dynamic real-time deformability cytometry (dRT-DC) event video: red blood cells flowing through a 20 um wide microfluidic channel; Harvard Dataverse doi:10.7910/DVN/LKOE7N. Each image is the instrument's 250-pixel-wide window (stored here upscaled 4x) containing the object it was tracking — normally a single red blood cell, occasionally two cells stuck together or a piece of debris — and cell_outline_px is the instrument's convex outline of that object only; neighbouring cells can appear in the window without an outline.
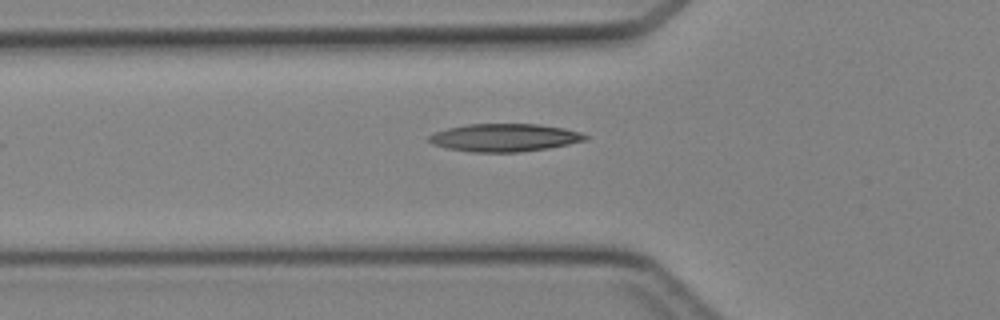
{"species": "Egyptian fruit bat (a non-hibernating species)", "species_latin": "Rousettus aegyptiacus", "temperature_condition": "cold", "stored_images_in_passage": 32, "camera_frame_rate_fps": 3000, "um_per_image_px": 0.085, "animal": {"sex": "female"}, "frame": {"image": 1, "passage_image": 3, "time_ms": 0.667, "image_size_px": [1000, 320], "cell_outline_px": [[588, 136], [584, 140], [568, 144], [548, 148], [520, 152], [472, 152], [448, 148], [432, 144], [428, 140], [428, 136], [436, 132], [448, 128], [468, 124], [540, 124], [564, 128], [580, 132]], "centroid_in_image_um": [42.87, 11.69], "position_along_channel_um": 82.9, "area_um2": 25.2}}
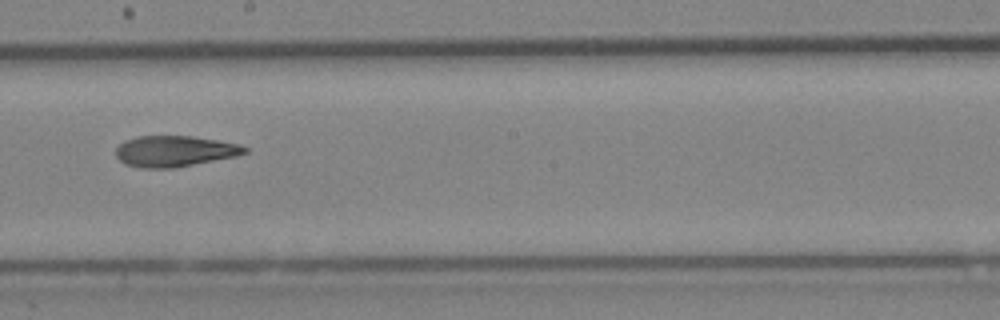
{"frame": {"image": 2, "passage_image": 13, "time_ms": 4.0, "image_size_px": [1000, 320], "cell_outline_px": [[248, 152], [236, 156], [172, 168], [140, 168], [124, 164], [116, 156], [116, 148], [124, 140], [136, 136], [192, 136], [240, 144], [248, 148]], "centroid_in_image_um": [14.82, 12.85], "position_along_channel_um": 233.4, "area_um2": 23.24}}
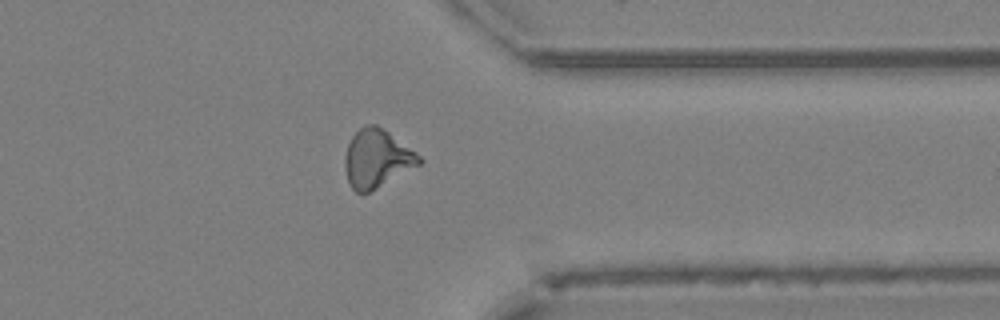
{"frame": {"image": 3, "passage_image": 23, "time_ms": 7.333, "image_size_px": [1000, 320], "cell_outline_px": [[424, 160], [420, 164], [368, 192], [356, 192], [352, 188], [348, 180], [344, 168], [344, 156], [348, 144], [352, 136], [360, 128], [368, 124], [376, 124], [384, 128], [416, 152]], "centroid_in_image_um": [32.02, 13.45], "position_along_channel_um": 379.4, "area_um2": 24.91}}